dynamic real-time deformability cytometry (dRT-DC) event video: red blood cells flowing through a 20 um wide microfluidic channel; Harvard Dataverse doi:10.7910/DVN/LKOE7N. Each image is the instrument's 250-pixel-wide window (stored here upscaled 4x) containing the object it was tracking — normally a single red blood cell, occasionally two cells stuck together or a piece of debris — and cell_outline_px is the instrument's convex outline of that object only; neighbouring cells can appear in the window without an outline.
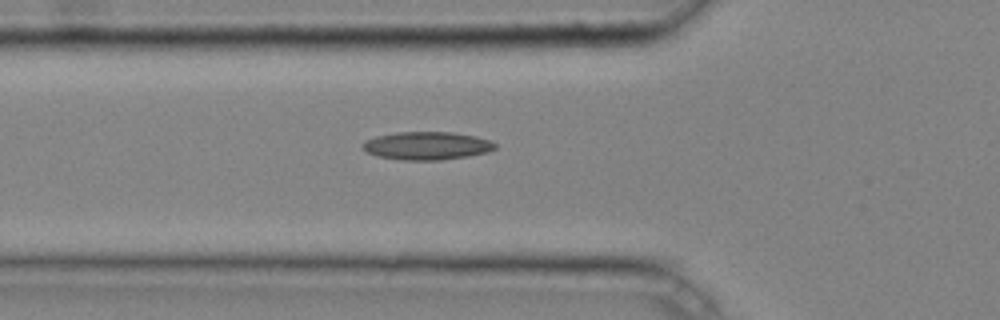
{"species": "common noctule bat (a hibernating species)", "species_latin": "Nyctalus noctula", "temperature_condition": "cold", "stored_images_in_passage": 29, "camera_frame_rate_fps": 3000, "um_per_image_px": 0.085, "animal": {"sex": "male", "body_mass_g": 20.4}, "frame": {"image": 1, "passage_image": 3, "time_ms": 0.667, "image_size_px": [1000, 320], "cell_outline_px": [[496, 148], [488, 152], [468, 156], [440, 160], [400, 160], [380, 156], [368, 152], [360, 148], [360, 144], [376, 136], [396, 132], [452, 132], [476, 136], [488, 140], [496, 144]], "centroid_in_image_um": [36.28, 12.38], "position_along_channel_um": 89.5, "area_um2": 21.62}}
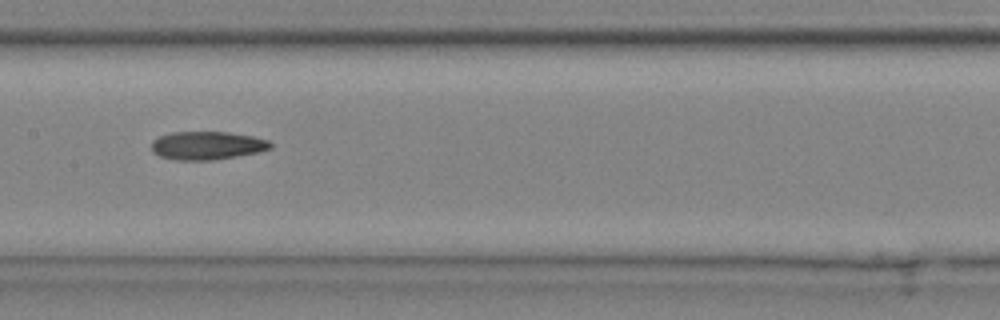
{"frame": {"image": 2, "passage_image": 10, "time_ms": 3.0, "image_size_px": [1000, 320], "cell_outline_px": [[272, 148], [260, 152], [212, 160], [176, 160], [160, 156], [152, 152], [152, 140], [160, 136], [172, 132], [228, 132], [252, 136], [268, 140], [272, 144]], "centroid_in_image_um": [17.61, 12.37], "position_along_channel_um": 189.8, "area_um2": 19.59}}
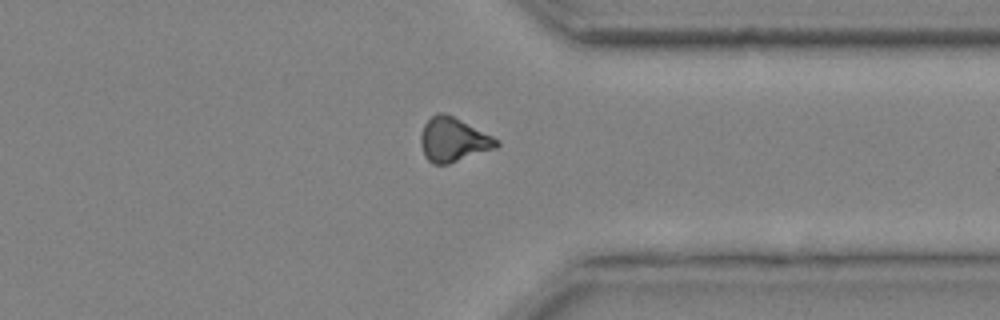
{"frame": {"image": 3, "passage_image": 23, "time_ms": 7.333, "image_size_px": [1000, 320], "cell_outline_px": [[500, 144], [496, 148], [448, 164], [432, 164], [424, 156], [420, 140], [420, 136], [424, 124], [436, 112], [444, 112], [500, 140]], "centroid_in_image_um": [38.51, 11.88], "position_along_channel_um": 372.9, "area_um2": 19.36}, "authors_computed_cell_mechanics": {"area_um2": 19.4786, "velocity_mm_per_s": 4.2828, "shape_relaxation_time_tau1_ms": null, "shape_relaxation_time_tau2_ms": 10.9331, "deformation_change_tau1": null, "deformation_change_tau2": 0.2375}}